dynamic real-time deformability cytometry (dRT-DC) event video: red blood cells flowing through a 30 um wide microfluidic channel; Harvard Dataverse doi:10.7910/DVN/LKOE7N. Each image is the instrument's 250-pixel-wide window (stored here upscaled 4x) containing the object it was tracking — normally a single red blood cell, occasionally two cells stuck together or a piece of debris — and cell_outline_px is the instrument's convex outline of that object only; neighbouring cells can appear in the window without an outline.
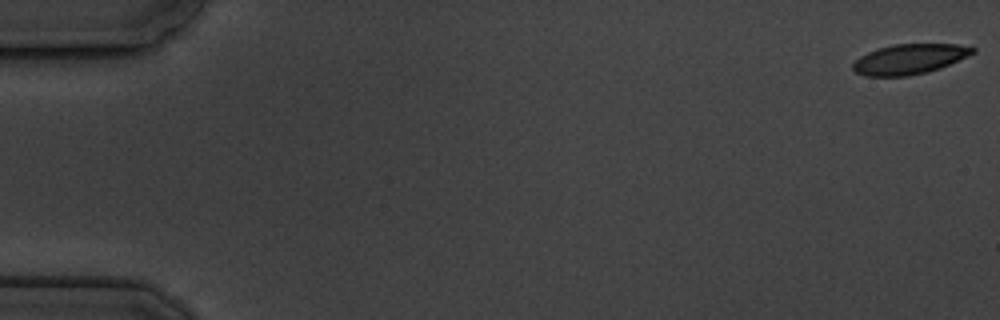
{"species": "common noctule bat (a hibernating species)", "species_latin": "Nyctalus noctula", "temperature_condition": "cold", "stored_images_in_passage": 5, "camera_frame_rate_fps": 3000, "um_per_image_px": 0.085, "animal": {"sex": "male", "body_mass_g": 19.5, "forearm_length_mm": 54.6}, "frame": {"image": 1, "passage_image": 1, "time_ms": 0.0, "image_size_px": [1000, 320], "cell_outline_px": [[976, 52], [940, 68], [928, 72], [908, 76], [864, 76], [856, 72], [852, 68], [852, 64], [860, 56], [868, 52], [892, 44], [956, 44], [976, 48]], "centroid_in_image_um": [77.29, 5.03], "position_along_channel_um": 7.7, "area_um2": 20.92}}
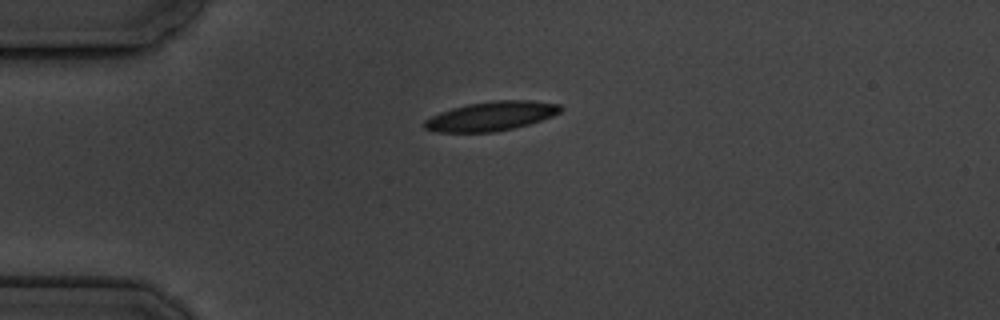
{"frame": {"image": 2, "passage_image": 5, "time_ms": 4.667, "image_size_px": [1000, 320], "cell_outline_px": [[564, 108], [560, 112], [552, 116], [528, 124], [496, 132], [436, 132], [424, 128], [424, 120], [440, 112], [452, 108], [468, 104], [492, 100], [532, 100], [560, 104]], "centroid_in_image_um": [41.76, 9.86], "position_along_channel_um": 43.2, "area_um2": 23.18}}